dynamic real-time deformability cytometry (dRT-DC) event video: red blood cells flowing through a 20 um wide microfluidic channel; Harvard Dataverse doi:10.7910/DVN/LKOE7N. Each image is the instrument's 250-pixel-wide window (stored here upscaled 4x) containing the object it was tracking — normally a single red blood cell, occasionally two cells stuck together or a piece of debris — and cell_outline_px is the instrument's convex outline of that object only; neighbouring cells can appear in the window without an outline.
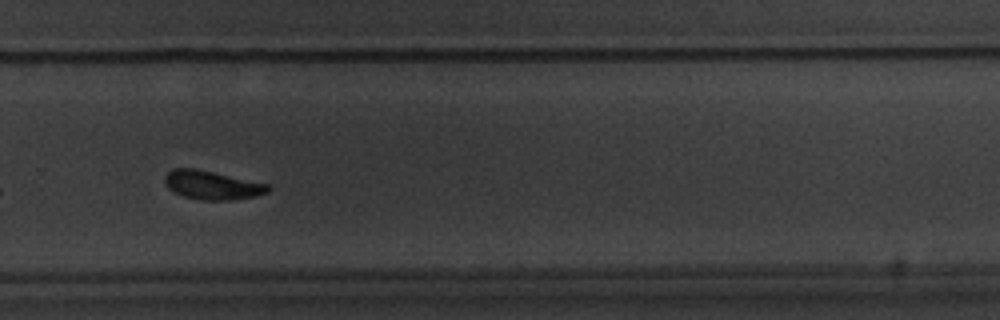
{"species": "common noctule bat (a hibernating species)", "species_latin": "Nyctalus noctula", "temperature_condition": "warm", "stored_images_in_passage": 42, "camera_frame_rate_fps": 3000, "um_per_image_px": 0.085, "animal": {"sex": "male", "body_mass_g": 20.1, "forearm_length_mm": 53.5}, "frame": {"image": 1, "passage_image": 24, "time_ms": 7.667, "image_size_px": [1000, 320], "cell_outline_px": [[272, 188], [268, 192], [256, 196], [228, 200], [200, 200], [184, 196], [168, 188], [164, 184], [164, 176], [172, 168], [196, 168], [272, 184]], "centroid_in_image_um": [18.06, 15.72], "position_along_channel_um": 311.7, "area_um2": 17.57}}
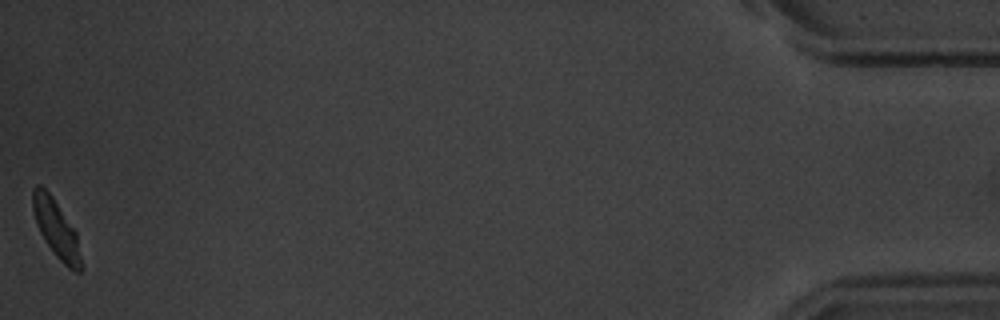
{"frame": {"image": 2, "passage_image": 42, "time_ms": 13.667, "image_size_px": [1000, 320], "cell_outline_px": [[84, 268], [80, 272], [76, 272], [68, 268], [56, 256], [40, 232], [36, 224], [32, 208], [32, 188], [36, 184], [40, 184], [52, 196], [76, 232]], "centroid_in_image_um": [4.79, 19.46], "position_along_channel_um": 430.4, "area_um2": 16.3}, "authors_computed_cell_mechanics": {"area_um2": 17.5134, "velocity_mm_per_s": 3.5225, "shape_relaxation_time_tau1_ms": 2.3166, "shape_relaxation_time_tau2_ms": 3.2715, "deformation_change_tau1": 0.1311, "deformation_change_tau2": 0.075}}